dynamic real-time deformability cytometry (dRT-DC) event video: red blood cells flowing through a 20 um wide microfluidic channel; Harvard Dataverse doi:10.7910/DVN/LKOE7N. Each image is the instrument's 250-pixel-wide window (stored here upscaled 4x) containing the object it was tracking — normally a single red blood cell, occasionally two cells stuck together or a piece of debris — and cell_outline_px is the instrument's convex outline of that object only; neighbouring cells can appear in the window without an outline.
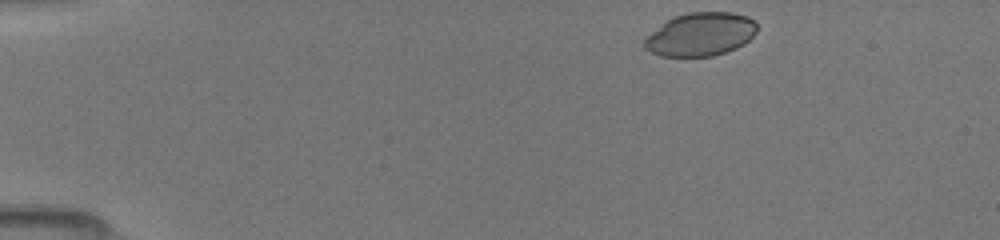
{"species": "common noctule bat (a hibernating species)", "species_latin": "Nyctalus noctula", "temperature_condition": "room temperature", "stored_images_in_passage": 4, "camera_frame_rate_fps": 3000, "um_per_image_px": 0.085, "animal": {"sex": "female", "body_mass_g": 19.5, "forearm_length_mm": 54.1}, "frame": {"image": 1, "passage_image": 1, "time_ms": 0.0, "image_size_px": [1000, 240], "cell_outline_px": [[756, 32], [744, 44], [736, 48], [712, 56], [660, 56], [644, 48], [644, 36], [672, 16], [688, 12], [732, 12], [748, 16], [756, 24]], "centroid_in_image_um": [59.5, 2.9], "position_along_channel_um": 25.5, "area_um2": 28.55}}